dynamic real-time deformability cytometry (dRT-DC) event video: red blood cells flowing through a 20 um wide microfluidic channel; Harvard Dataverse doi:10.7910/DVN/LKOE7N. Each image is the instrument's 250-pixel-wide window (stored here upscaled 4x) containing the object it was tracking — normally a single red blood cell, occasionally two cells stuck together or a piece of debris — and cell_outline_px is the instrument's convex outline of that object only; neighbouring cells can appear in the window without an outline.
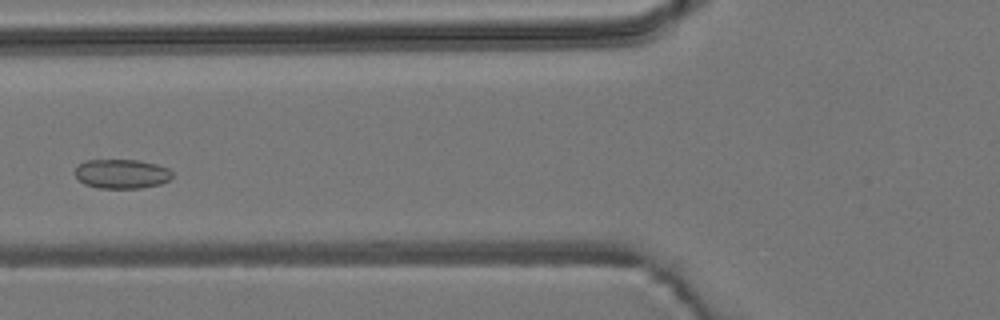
{"species": "common noctule bat (a hibernating species)", "species_latin": "Nyctalus noctula", "temperature_condition": "room temperature", "stored_images_in_passage": 5, "camera_frame_rate_fps": 3000, "um_per_image_px": 0.085, "animal": {"sex": "male", "body_mass_g": 19.2, "forearm_length_mm": 51.8}, "frame": {"image": 1, "passage_image": 4, "time_ms": 1.0, "image_size_px": [1000, 320], "cell_outline_px": [[172, 180], [160, 184], [140, 188], [96, 188], [84, 184], [76, 176], [76, 164], [88, 160], [136, 160], [156, 164], [168, 168], [172, 172]], "centroid_in_image_um": [10.35, 14.78], "position_along_channel_um": 115.4, "area_um2": 16.7}}
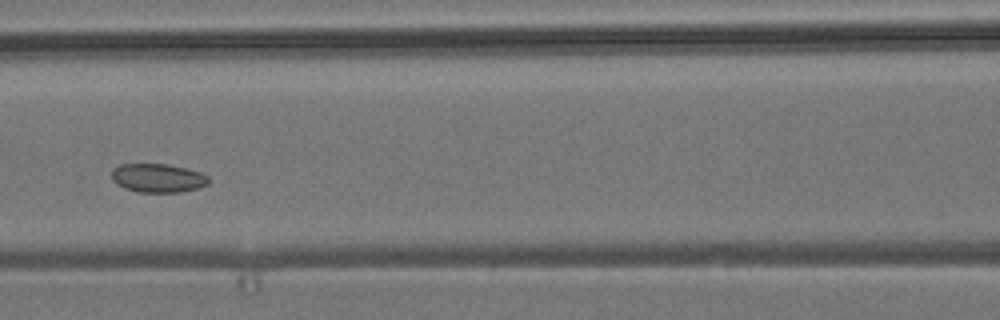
{"frame": {"image": 2, "passage_image": 5, "time_ms": 1.333, "image_size_px": [1000, 320], "cell_outline_px": [[208, 184], [200, 188], [180, 192], [140, 192], [124, 188], [116, 184], [112, 180], [112, 168], [120, 164], [168, 164], [200, 172], [208, 176]], "centroid_in_image_um": [13.4, 15.13], "position_along_channel_um": 153.2, "area_um2": 16.3}}